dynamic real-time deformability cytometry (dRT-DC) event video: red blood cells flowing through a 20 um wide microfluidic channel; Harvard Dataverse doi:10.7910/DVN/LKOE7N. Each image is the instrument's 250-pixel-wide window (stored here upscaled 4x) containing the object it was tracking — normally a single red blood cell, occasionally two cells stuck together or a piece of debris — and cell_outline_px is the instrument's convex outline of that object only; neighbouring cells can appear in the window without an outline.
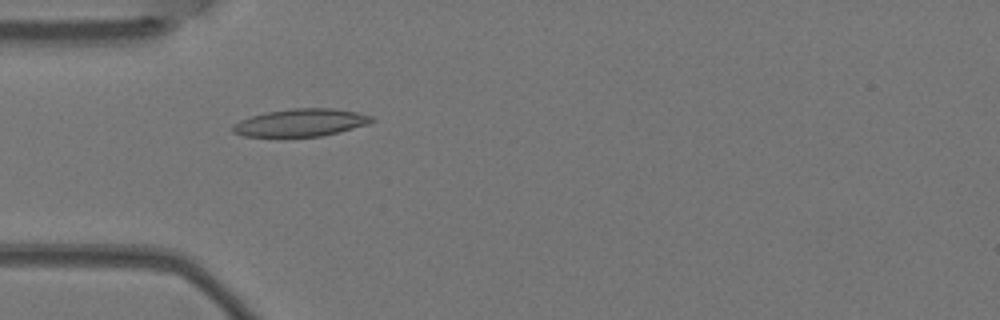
{"species": "Egyptian fruit bat (a non-hibernating species)", "species_latin": "Rousettus aegyptiacus", "temperature_condition": "warm", "stored_images_in_passage": 4, "camera_frame_rate_fps": 3000, "um_per_image_px": 0.085, "animal": {"sex": "female"}, "frame": {"image": 1, "passage_image": 4, "time_ms": 1.0, "image_size_px": [1000, 320], "cell_outline_px": [[376, 120], [368, 124], [320, 136], [244, 136], [232, 132], [232, 124], [240, 120], [252, 116], [268, 112], [292, 108], [332, 108], [356, 112], [372, 116]], "centroid_in_image_um": [25.55, 10.41], "position_along_channel_um": 59.4, "area_um2": 22.02}}